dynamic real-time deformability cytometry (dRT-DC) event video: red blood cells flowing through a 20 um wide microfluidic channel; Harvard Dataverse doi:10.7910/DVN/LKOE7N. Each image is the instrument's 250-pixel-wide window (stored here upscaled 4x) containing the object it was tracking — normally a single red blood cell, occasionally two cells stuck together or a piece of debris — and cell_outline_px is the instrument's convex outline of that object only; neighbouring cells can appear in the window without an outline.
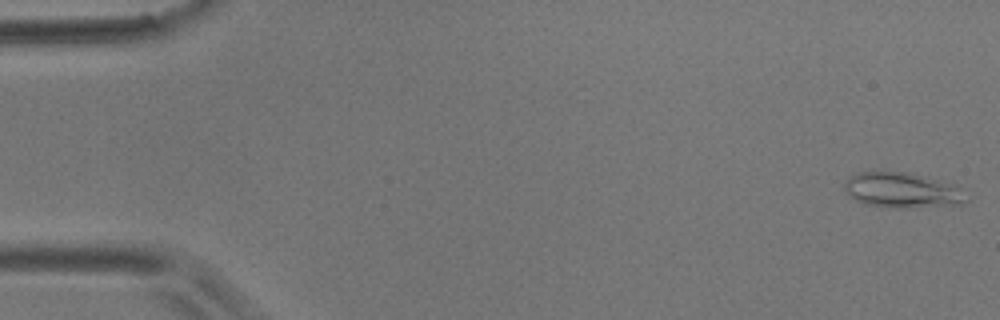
{"species": "common noctule bat (a hibernating species)", "species_latin": "Nyctalus noctula", "temperature_condition": "room temperature", "stored_images_in_passage": 56, "camera_frame_rate_fps": 3000, "um_per_image_px": 0.085, "animal": {"sex": "male", "body_mass_g": 17.9}, "frame": {"image": 1, "passage_image": 1, "time_ms": 0.0, "image_size_px": [1000, 320], "cell_outline_px": [[968, 200], [964, 204], [900, 208], [888, 208], [864, 204], [856, 200], [844, 188], [844, 180], [848, 176], [856, 172], [908, 172], [956, 184], [968, 188]], "centroid_in_image_um": [76.78, 16.17], "position_along_channel_um": 8.2, "area_um2": 25.66}}
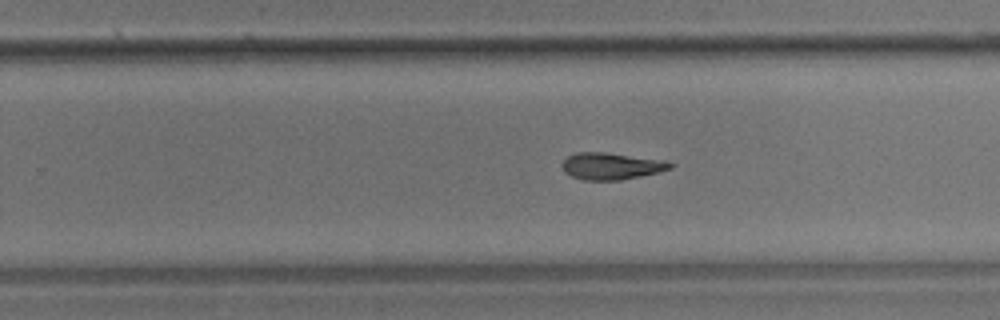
{"frame": {"image": 2, "passage_image": 35, "time_ms": 11.333, "image_size_px": [1000, 320], "cell_outline_px": [[676, 164], [672, 168], [640, 176], [620, 180], [584, 180], [572, 176], [564, 172], [560, 164], [568, 156], [576, 152], [604, 152], [664, 160]], "centroid_in_image_um": [51.94, 14.11], "position_along_channel_um": 277.9, "area_um2": 16.88}}
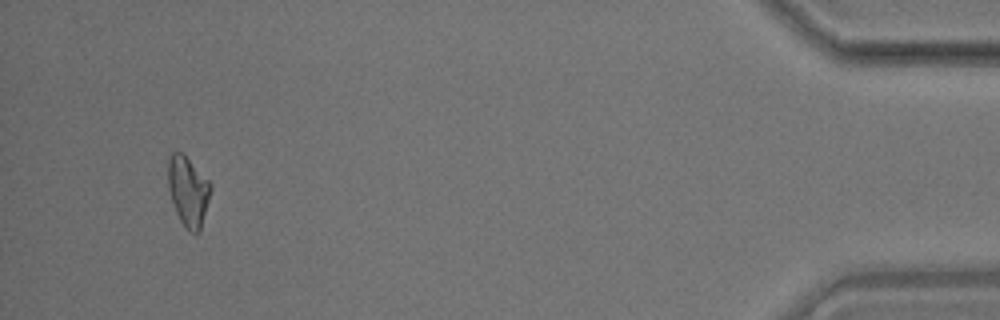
{"frame": {"image": 3, "passage_image": 53, "time_ms": 17.333, "image_size_px": [1000, 320], "cell_outline_px": [[212, 188], [200, 232], [188, 232], [180, 220], [176, 212], [168, 188], [168, 160], [172, 152], [184, 152], [212, 184]], "centroid_in_image_um": [16.0, 16.23], "position_along_channel_um": 419.2, "area_um2": 17.51}}